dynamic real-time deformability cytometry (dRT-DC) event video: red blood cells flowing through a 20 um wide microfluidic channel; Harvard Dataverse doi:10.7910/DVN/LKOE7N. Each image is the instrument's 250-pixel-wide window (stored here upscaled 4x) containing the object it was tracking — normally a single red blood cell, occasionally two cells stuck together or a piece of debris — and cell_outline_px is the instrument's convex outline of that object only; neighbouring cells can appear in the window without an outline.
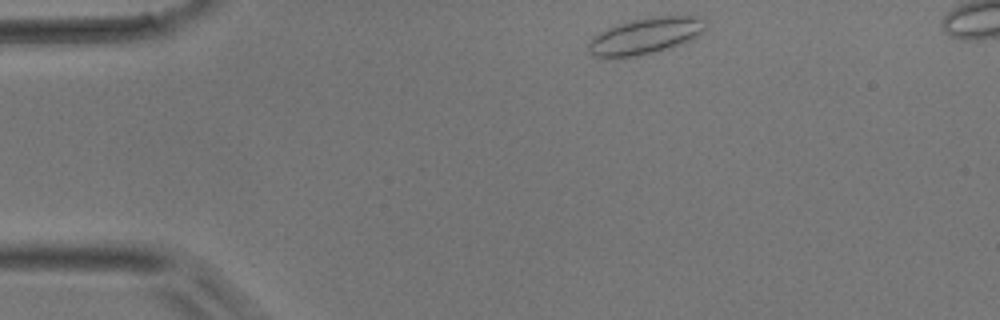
{"species": "common noctule bat (a hibernating species)", "species_latin": "Nyctalus noctula", "temperature_condition": "room temperature", "stored_images_in_passage": 12, "camera_frame_rate_fps": 3000, "um_per_image_px": 0.085, "animal": {"sex": "male", "body_mass_g": 17.9}, "frame": {"image": 1, "passage_image": 1, "time_ms": 0.0, "image_size_px": [1000, 320], "cell_outline_px": [[708, 24], [696, 36], [680, 44], [668, 48], [636, 56], [604, 60], [592, 56], [588, 52], [588, 44], [592, 36], [608, 28], [632, 20], [660, 16], [700, 16]], "centroid_in_image_um": [54.78, 3.08], "position_along_channel_um": 30.2, "area_um2": 24.8}}
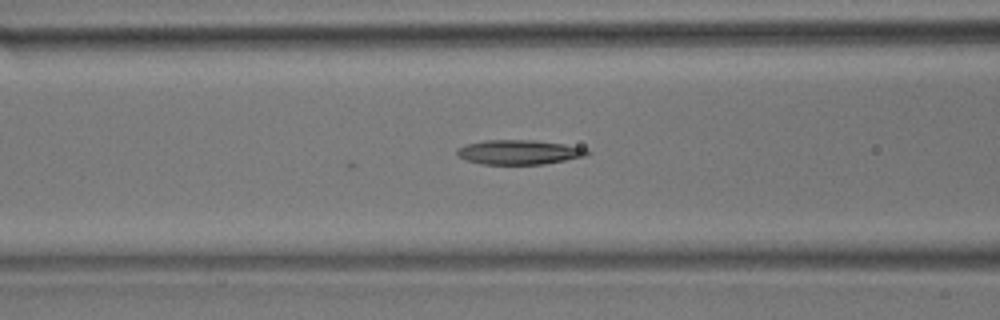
{"frame": {"image": 2, "passage_image": 12, "time_ms": 3.667, "image_size_px": [1000, 320], "cell_outline_px": [[592, 152], [584, 156], [544, 164], [480, 164], [468, 160], [460, 156], [456, 152], [456, 148], [464, 144], [484, 140], [536, 140], [564, 144], [584, 148]], "centroid_in_image_um": [44.09, 12.92], "position_along_channel_um": 122.5, "area_um2": 18.55}}